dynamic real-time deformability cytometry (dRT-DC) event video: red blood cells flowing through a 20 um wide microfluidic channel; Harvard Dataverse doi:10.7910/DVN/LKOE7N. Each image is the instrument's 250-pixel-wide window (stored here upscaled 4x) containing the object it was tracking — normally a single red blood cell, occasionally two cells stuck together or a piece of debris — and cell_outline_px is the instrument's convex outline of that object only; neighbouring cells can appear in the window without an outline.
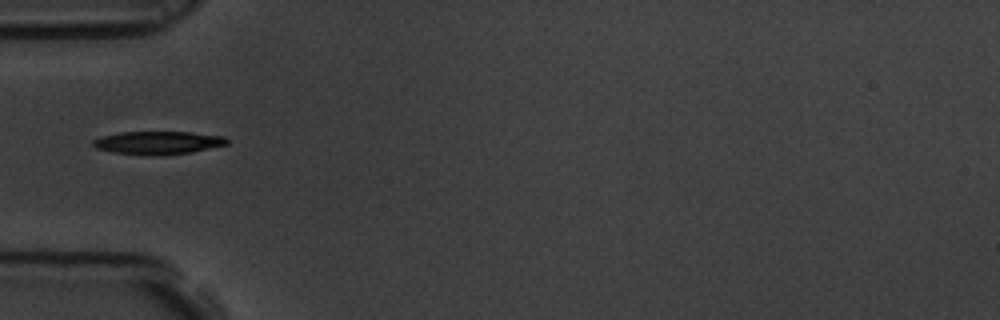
{"species": "common noctule bat (a hibernating species)", "species_latin": "Nyctalus noctula", "temperature_condition": "room temperature", "stored_images_in_passage": 10, "camera_frame_rate_fps": 3000, "um_per_image_px": 0.085, "animal": {"sex": "male", "body_mass_g": 19.5, "forearm_length_mm": 54.6}, "frame": {"image": 1, "passage_image": 1, "time_ms": 0.0, "image_size_px": [1000, 320], "cell_outline_px": [[228, 144], [192, 152], [160, 156], [112, 152], [96, 148], [92, 144], [92, 140], [104, 136], [120, 132], [188, 132], [224, 136], [228, 140]], "centroid_in_image_um": [13.44, 12.13], "position_along_channel_um": 71.6, "area_um2": 17.92}}
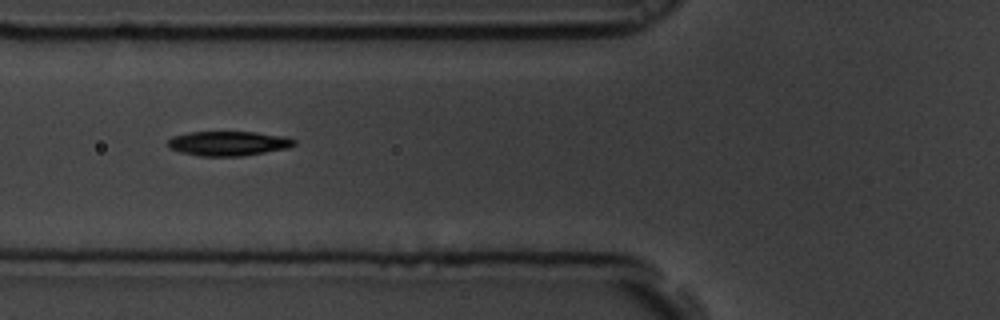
{"frame": {"image": 2, "passage_image": 4, "time_ms": 1.0, "image_size_px": [1000, 320], "cell_outline_px": [[296, 144], [288, 148], [240, 156], [200, 156], [180, 152], [168, 148], [168, 140], [172, 136], [188, 132], [256, 132], [288, 136], [296, 140]], "centroid_in_image_um": [19.42, 12.18], "position_along_channel_um": 106.4, "area_um2": 18.21}}
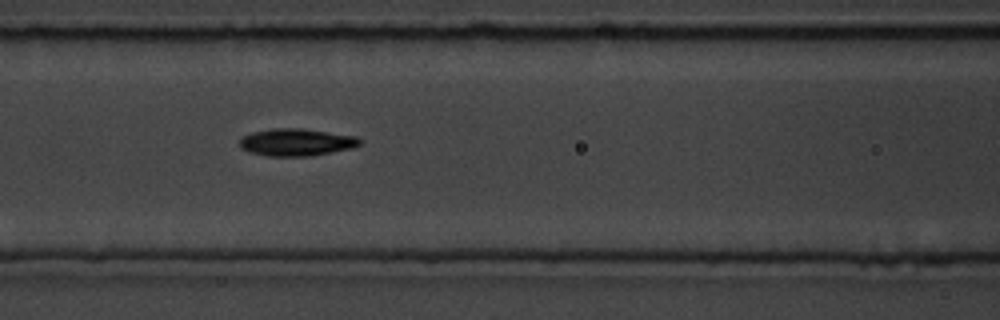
{"frame": {"image": 3, "passage_image": 7, "time_ms": 2.0, "image_size_px": [1000, 320], "cell_outline_px": [[360, 144], [352, 148], [308, 156], [268, 156], [248, 152], [240, 148], [240, 140], [244, 136], [252, 132], [272, 128], [300, 128], [356, 136], [360, 140]], "centroid_in_image_um": [25.15, 12.09], "position_along_channel_um": 141.4, "area_um2": 18.96}}